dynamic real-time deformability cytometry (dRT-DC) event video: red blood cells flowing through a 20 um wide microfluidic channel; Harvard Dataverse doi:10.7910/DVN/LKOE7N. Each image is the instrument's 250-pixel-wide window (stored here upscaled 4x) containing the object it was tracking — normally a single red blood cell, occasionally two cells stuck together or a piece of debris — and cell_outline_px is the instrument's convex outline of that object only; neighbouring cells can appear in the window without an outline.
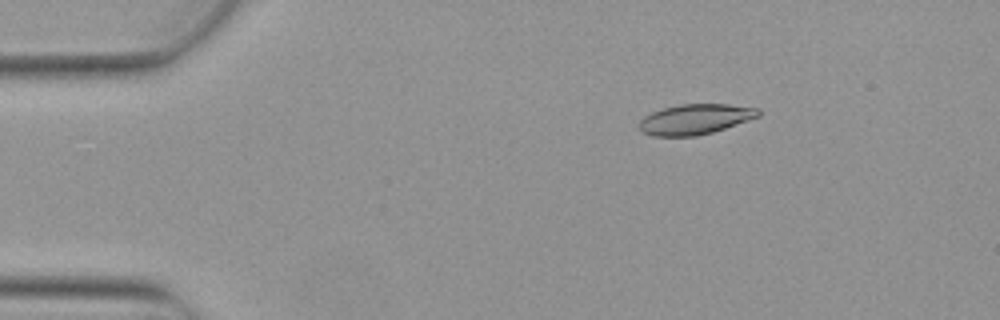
{"species": "Egyptian fruit bat (a non-hibernating species)", "species_latin": "Rousettus aegyptiacus", "temperature_condition": "warm", "stored_images_in_passage": 3, "camera_frame_rate_fps": 3000, "um_per_image_px": 0.085, "animal": {"sex": "female"}, "frame": {"image": 1, "passage_image": 1, "time_ms": 0.0, "image_size_px": [1000, 320], "cell_outline_px": [[760, 116], [712, 132], [696, 136], [652, 136], [640, 132], [640, 120], [644, 116], [652, 112], [664, 108], [680, 104], [728, 104], [760, 108]], "centroid_in_image_um": [59.08, 10.13], "position_along_channel_um": 25.9, "area_um2": 20.98}}